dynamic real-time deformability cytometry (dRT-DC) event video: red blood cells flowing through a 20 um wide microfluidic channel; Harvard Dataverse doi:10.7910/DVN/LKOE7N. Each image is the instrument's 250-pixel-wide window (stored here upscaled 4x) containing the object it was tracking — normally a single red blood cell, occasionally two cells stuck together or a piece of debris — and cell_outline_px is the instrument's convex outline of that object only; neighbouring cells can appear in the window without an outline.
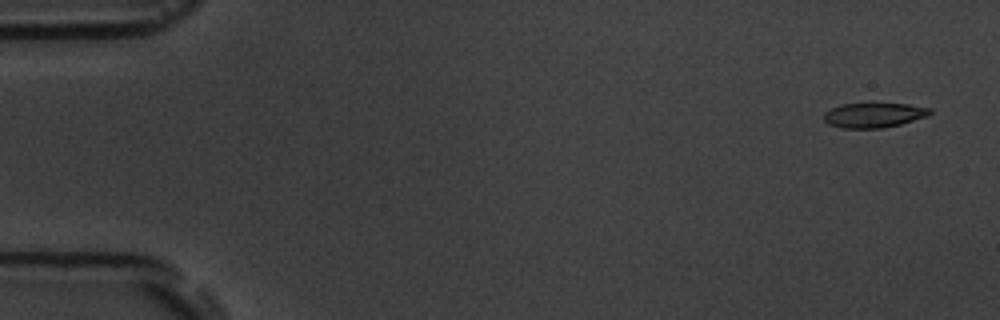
{"species": "common noctule bat (a hibernating species)", "species_latin": "Nyctalus noctula", "temperature_condition": "room temperature", "stored_images_in_passage": 6, "segment_of_instrument_passage": [1, 2], "camera_frame_rate_fps": 3000, "um_per_image_px": 0.085, "animal": {"sex": "male", "body_mass_g": 19.5, "forearm_length_mm": 54.6}, "frame": {"image": 1, "passage_image": 1, "time_ms": 0.0, "image_size_px": [1000, 320], "cell_outline_px": [[932, 112], [928, 116], [900, 124], [884, 128], [844, 128], [828, 124], [824, 120], [824, 112], [840, 104], [908, 104], [932, 108]], "centroid_in_image_um": [74.29, 9.79], "position_along_channel_um": 10.7, "area_um2": 15.26}}
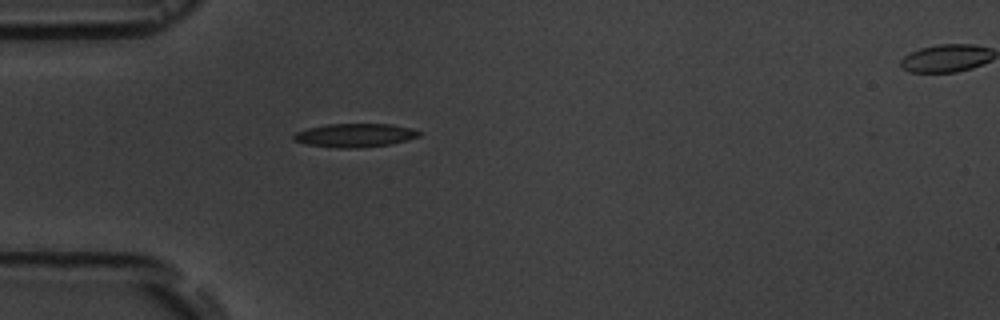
{"frame": {"image": 2, "passage_image": 5, "time_ms": 4.667, "image_size_px": [1000, 320], "cell_outline_px": [[420, 136], [408, 140], [388, 144], [360, 148], [336, 148], [308, 144], [292, 140], [292, 136], [296, 132], [308, 128], [328, 124], [392, 124], [408, 128], [420, 132]], "centroid_in_image_um": [30.14, 11.5], "position_along_channel_um": 54.9, "area_um2": 17.11}}